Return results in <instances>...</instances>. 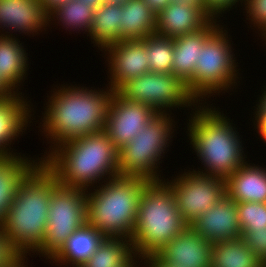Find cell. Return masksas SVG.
I'll return each mask as SVG.
<instances>
[{
    "label": "cell",
    "mask_w": 266,
    "mask_h": 267,
    "mask_svg": "<svg viewBox=\"0 0 266 267\" xmlns=\"http://www.w3.org/2000/svg\"><path fill=\"white\" fill-rule=\"evenodd\" d=\"M240 231L266 229V203H237Z\"/></svg>",
    "instance_id": "30"
},
{
    "label": "cell",
    "mask_w": 266,
    "mask_h": 267,
    "mask_svg": "<svg viewBox=\"0 0 266 267\" xmlns=\"http://www.w3.org/2000/svg\"><path fill=\"white\" fill-rule=\"evenodd\" d=\"M189 225L181 217L174 192L164 181L148 182L140 196L131 238L138 259L156 255Z\"/></svg>",
    "instance_id": "5"
},
{
    "label": "cell",
    "mask_w": 266,
    "mask_h": 267,
    "mask_svg": "<svg viewBox=\"0 0 266 267\" xmlns=\"http://www.w3.org/2000/svg\"><path fill=\"white\" fill-rule=\"evenodd\" d=\"M140 262H143L146 267H175L164 263L157 255L147 256L145 258L140 259Z\"/></svg>",
    "instance_id": "36"
},
{
    "label": "cell",
    "mask_w": 266,
    "mask_h": 267,
    "mask_svg": "<svg viewBox=\"0 0 266 267\" xmlns=\"http://www.w3.org/2000/svg\"><path fill=\"white\" fill-rule=\"evenodd\" d=\"M118 92L126 99L150 106L157 113L172 114L171 110L179 107L194 110L200 104L187 84L174 74L148 72L129 80Z\"/></svg>",
    "instance_id": "10"
},
{
    "label": "cell",
    "mask_w": 266,
    "mask_h": 267,
    "mask_svg": "<svg viewBox=\"0 0 266 267\" xmlns=\"http://www.w3.org/2000/svg\"><path fill=\"white\" fill-rule=\"evenodd\" d=\"M40 1L42 2L46 12L49 14L54 9L63 4H66L70 0H40Z\"/></svg>",
    "instance_id": "38"
},
{
    "label": "cell",
    "mask_w": 266,
    "mask_h": 267,
    "mask_svg": "<svg viewBox=\"0 0 266 267\" xmlns=\"http://www.w3.org/2000/svg\"><path fill=\"white\" fill-rule=\"evenodd\" d=\"M105 238L100 231L86 223L72 233L66 243L50 259V263H56L57 266L81 267Z\"/></svg>",
    "instance_id": "22"
},
{
    "label": "cell",
    "mask_w": 266,
    "mask_h": 267,
    "mask_svg": "<svg viewBox=\"0 0 266 267\" xmlns=\"http://www.w3.org/2000/svg\"><path fill=\"white\" fill-rule=\"evenodd\" d=\"M107 55L109 87L118 91L126 82L149 71L147 48L142 40H121L106 45L102 50Z\"/></svg>",
    "instance_id": "13"
},
{
    "label": "cell",
    "mask_w": 266,
    "mask_h": 267,
    "mask_svg": "<svg viewBox=\"0 0 266 267\" xmlns=\"http://www.w3.org/2000/svg\"><path fill=\"white\" fill-rule=\"evenodd\" d=\"M95 8L86 3H82L79 0H70L66 4H63L53 11H51L48 15L49 24L52 21H57L58 23L66 28L70 33L71 31L76 33L78 31L87 32V37L90 33L93 17H94ZM56 18V19H55ZM63 24V25H62Z\"/></svg>",
    "instance_id": "27"
},
{
    "label": "cell",
    "mask_w": 266,
    "mask_h": 267,
    "mask_svg": "<svg viewBox=\"0 0 266 267\" xmlns=\"http://www.w3.org/2000/svg\"><path fill=\"white\" fill-rule=\"evenodd\" d=\"M82 3H86L87 5L92 6L93 8H97L98 6H100L103 2H105V0H79Z\"/></svg>",
    "instance_id": "42"
},
{
    "label": "cell",
    "mask_w": 266,
    "mask_h": 267,
    "mask_svg": "<svg viewBox=\"0 0 266 267\" xmlns=\"http://www.w3.org/2000/svg\"><path fill=\"white\" fill-rule=\"evenodd\" d=\"M13 95H15V93L0 78V101Z\"/></svg>",
    "instance_id": "39"
},
{
    "label": "cell",
    "mask_w": 266,
    "mask_h": 267,
    "mask_svg": "<svg viewBox=\"0 0 266 267\" xmlns=\"http://www.w3.org/2000/svg\"><path fill=\"white\" fill-rule=\"evenodd\" d=\"M121 4L103 2L95 9L89 33L91 42L100 51L109 44L120 41ZM93 40V41H92Z\"/></svg>",
    "instance_id": "25"
},
{
    "label": "cell",
    "mask_w": 266,
    "mask_h": 267,
    "mask_svg": "<svg viewBox=\"0 0 266 267\" xmlns=\"http://www.w3.org/2000/svg\"><path fill=\"white\" fill-rule=\"evenodd\" d=\"M174 1L187 3V4L199 5L200 7H203V1L202 0H174Z\"/></svg>",
    "instance_id": "44"
},
{
    "label": "cell",
    "mask_w": 266,
    "mask_h": 267,
    "mask_svg": "<svg viewBox=\"0 0 266 267\" xmlns=\"http://www.w3.org/2000/svg\"><path fill=\"white\" fill-rule=\"evenodd\" d=\"M212 105L213 103L211 106L208 103H200L192 114L190 113L187 122L186 133L188 132L190 145L204 165L202 169L198 168V171L194 168L191 170L226 180L247 162V156L243 151L242 135L240 138L233 121Z\"/></svg>",
    "instance_id": "3"
},
{
    "label": "cell",
    "mask_w": 266,
    "mask_h": 267,
    "mask_svg": "<svg viewBox=\"0 0 266 267\" xmlns=\"http://www.w3.org/2000/svg\"><path fill=\"white\" fill-rule=\"evenodd\" d=\"M156 114L150 106L126 99L114 91L109 101L104 131L119 150L136 137Z\"/></svg>",
    "instance_id": "12"
},
{
    "label": "cell",
    "mask_w": 266,
    "mask_h": 267,
    "mask_svg": "<svg viewBox=\"0 0 266 267\" xmlns=\"http://www.w3.org/2000/svg\"><path fill=\"white\" fill-rule=\"evenodd\" d=\"M213 19L205 28L198 32L185 34L174 39L172 74L181 78L194 96V71L199 60L200 50L205 41L221 26ZM219 23V24H218Z\"/></svg>",
    "instance_id": "18"
},
{
    "label": "cell",
    "mask_w": 266,
    "mask_h": 267,
    "mask_svg": "<svg viewBox=\"0 0 266 267\" xmlns=\"http://www.w3.org/2000/svg\"><path fill=\"white\" fill-rule=\"evenodd\" d=\"M225 181L226 194L235 202L266 203L265 167L247 161Z\"/></svg>",
    "instance_id": "20"
},
{
    "label": "cell",
    "mask_w": 266,
    "mask_h": 267,
    "mask_svg": "<svg viewBox=\"0 0 266 267\" xmlns=\"http://www.w3.org/2000/svg\"><path fill=\"white\" fill-rule=\"evenodd\" d=\"M211 267H266L242 238L212 244Z\"/></svg>",
    "instance_id": "26"
},
{
    "label": "cell",
    "mask_w": 266,
    "mask_h": 267,
    "mask_svg": "<svg viewBox=\"0 0 266 267\" xmlns=\"http://www.w3.org/2000/svg\"><path fill=\"white\" fill-rule=\"evenodd\" d=\"M133 256L130 240L106 237L81 267H123Z\"/></svg>",
    "instance_id": "28"
},
{
    "label": "cell",
    "mask_w": 266,
    "mask_h": 267,
    "mask_svg": "<svg viewBox=\"0 0 266 267\" xmlns=\"http://www.w3.org/2000/svg\"><path fill=\"white\" fill-rule=\"evenodd\" d=\"M41 163L59 184L85 191L118 176V150L104 130L56 146Z\"/></svg>",
    "instance_id": "2"
},
{
    "label": "cell",
    "mask_w": 266,
    "mask_h": 267,
    "mask_svg": "<svg viewBox=\"0 0 266 267\" xmlns=\"http://www.w3.org/2000/svg\"><path fill=\"white\" fill-rule=\"evenodd\" d=\"M22 156H0V227L7 217L19 184L41 162L39 157L35 160L24 154Z\"/></svg>",
    "instance_id": "21"
},
{
    "label": "cell",
    "mask_w": 266,
    "mask_h": 267,
    "mask_svg": "<svg viewBox=\"0 0 266 267\" xmlns=\"http://www.w3.org/2000/svg\"><path fill=\"white\" fill-rule=\"evenodd\" d=\"M265 90H263L261 96H259L258 103L256 104L257 107L254 109L255 111H263L266 112V86L264 87Z\"/></svg>",
    "instance_id": "40"
},
{
    "label": "cell",
    "mask_w": 266,
    "mask_h": 267,
    "mask_svg": "<svg viewBox=\"0 0 266 267\" xmlns=\"http://www.w3.org/2000/svg\"><path fill=\"white\" fill-rule=\"evenodd\" d=\"M186 170L176 178H171L170 181L164 178V181L174 192L178 211L189 225L226 195V181L190 169Z\"/></svg>",
    "instance_id": "11"
},
{
    "label": "cell",
    "mask_w": 266,
    "mask_h": 267,
    "mask_svg": "<svg viewBox=\"0 0 266 267\" xmlns=\"http://www.w3.org/2000/svg\"><path fill=\"white\" fill-rule=\"evenodd\" d=\"M18 38L0 35V78L15 93L27 78L29 57ZM23 81V82H22Z\"/></svg>",
    "instance_id": "23"
},
{
    "label": "cell",
    "mask_w": 266,
    "mask_h": 267,
    "mask_svg": "<svg viewBox=\"0 0 266 267\" xmlns=\"http://www.w3.org/2000/svg\"><path fill=\"white\" fill-rule=\"evenodd\" d=\"M255 117V120L253 122L254 129L259 133L258 135L263 140V142L266 144V112L263 111H254L253 112Z\"/></svg>",
    "instance_id": "35"
},
{
    "label": "cell",
    "mask_w": 266,
    "mask_h": 267,
    "mask_svg": "<svg viewBox=\"0 0 266 267\" xmlns=\"http://www.w3.org/2000/svg\"><path fill=\"white\" fill-rule=\"evenodd\" d=\"M143 178H110L87 192V223L105 237L131 240L137 219Z\"/></svg>",
    "instance_id": "6"
},
{
    "label": "cell",
    "mask_w": 266,
    "mask_h": 267,
    "mask_svg": "<svg viewBox=\"0 0 266 267\" xmlns=\"http://www.w3.org/2000/svg\"><path fill=\"white\" fill-rule=\"evenodd\" d=\"M202 1L204 10L213 19L217 20L220 19V17H223V14L230 11L231 9L234 8L236 9L238 3H241V6L243 7L242 3L244 2V0H202ZM233 6L235 7L233 8Z\"/></svg>",
    "instance_id": "34"
},
{
    "label": "cell",
    "mask_w": 266,
    "mask_h": 267,
    "mask_svg": "<svg viewBox=\"0 0 266 267\" xmlns=\"http://www.w3.org/2000/svg\"><path fill=\"white\" fill-rule=\"evenodd\" d=\"M241 233L247 246L266 265V229L243 230Z\"/></svg>",
    "instance_id": "32"
},
{
    "label": "cell",
    "mask_w": 266,
    "mask_h": 267,
    "mask_svg": "<svg viewBox=\"0 0 266 267\" xmlns=\"http://www.w3.org/2000/svg\"><path fill=\"white\" fill-rule=\"evenodd\" d=\"M147 48L149 71L172 74L174 39L156 33L142 39Z\"/></svg>",
    "instance_id": "29"
},
{
    "label": "cell",
    "mask_w": 266,
    "mask_h": 267,
    "mask_svg": "<svg viewBox=\"0 0 266 267\" xmlns=\"http://www.w3.org/2000/svg\"><path fill=\"white\" fill-rule=\"evenodd\" d=\"M189 227L211 244L242 237L237 202L227 194L214 206L189 224Z\"/></svg>",
    "instance_id": "15"
},
{
    "label": "cell",
    "mask_w": 266,
    "mask_h": 267,
    "mask_svg": "<svg viewBox=\"0 0 266 267\" xmlns=\"http://www.w3.org/2000/svg\"><path fill=\"white\" fill-rule=\"evenodd\" d=\"M243 5L245 7L243 10L246 11V20H250L249 24L254 27L252 29H259V37L261 35V39L266 40V0H244Z\"/></svg>",
    "instance_id": "31"
},
{
    "label": "cell",
    "mask_w": 266,
    "mask_h": 267,
    "mask_svg": "<svg viewBox=\"0 0 266 267\" xmlns=\"http://www.w3.org/2000/svg\"><path fill=\"white\" fill-rule=\"evenodd\" d=\"M87 223V192L57 184L51 192L46 233L35 252L50 259L76 230Z\"/></svg>",
    "instance_id": "9"
},
{
    "label": "cell",
    "mask_w": 266,
    "mask_h": 267,
    "mask_svg": "<svg viewBox=\"0 0 266 267\" xmlns=\"http://www.w3.org/2000/svg\"><path fill=\"white\" fill-rule=\"evenodd\" d=\"M57 184L56 178L40 162L18 186L1 229L24 255L35 254L41 247L51 192Z\"/></svg>",
    "instance_id": "4"
},
{
    "label": "cell",
    "mask_w": 266,
    "mask_h": 267,
    "mask_svg": "<svg viewBox=\"0 0 266 267\" xmlns=\"http://www.w3.org/2000/svg\"><path fill=\"white\" fill-rule=\"evenodd\" d=\"M48 15L40 0H0V35L14 37L13 33L19 32L35 36L46 32L45 27L50 26Z\"/></svg>",
    "instance_id": "14"
},
{
    "label": "cell",
    "mask_w": 266,
    "mask_h": 267,
    "mask_svg": "<svg viewBox=\"0 0 266 267\" xmlns=\"http://www.w3.org/2000/svg\"><path fill=\"white\" fill-rule=\"evenodd\" d=\"M172 118L170 113H157L136 137L118 150V175L148 182L164 180L159 165L176 131L173 128L177 122Z\"/></svg>",
    "instance_id": "7"
},
{
    "label": "cell",
    "mask_w": 266,
    "mask_h": 267,
    "mask_svg": "<svg viewBox=\"0 0 266 267\" xmlns=\"http://www.w3.org/2000/svg\"><path fill=\"white\" fill-rule=\"evenodd\" d=\"M70 85H59L57 89L50 91V96L47 95L48 101L38 128L41 127L39 131L47 141L50 140L47 143L51 146L49 151L45 150L40 160L66 141L103 131L105 128L109 101L114 91L108 84L106 89L98 90Z\"/></svg>",
    "instance_id": "1"
},
{
    "label": "cell",
    "mask_w": 266,
    "mask_h": 267,
    "mask_svg": "<svg viewBox=\"0 0 266 267\" xmlns=\"http://www.w3.org/2000/svg\"><path fill=\"white\" fill-rule=\"evenodd\" d=\"M23 255L0 227V267H10Z\"/></svg>",
    "instance_id": "33"
},
{
    "label": "cell",
    "mask_w": 266,
    "mask_h": 267,
    "mask_svg": "<svg viewBox=\"0 0 266 267\" xmlns=\"http://www.w3.org/2000/svg\"><path fill=\"white\" fill-rule=\"evenodd\" d=\"M156 15L143 0L121 4V40H142L156 31Z\"/></svg>",
    "instance_id": "24"
},
{
    "label": "cell",
    "mask_w": 266,
    "mask_h": 267,
    "mask_svg": "<svg viewBox=\"0 0 266 267\" xmlns=\"http://www.w3.org/2000/svg\"><path fill=\"white\" fill-rule=\"evenodd\" d=\"M128 0H105L107 3H112V4H123Z\"/></svg>",
    "instance_id": "45"
},
{
    "label": "cell",
    "mask_w": 266,
    "mask_h": 267,
    "mask_svg": "<svg viewBox=\"0 0 266 267\" xmlns=\"http://www.w3.org/2000/svg\"><path fill=\"white\" fill-rule=\"evenodd\" d=\"M154 12L158 13L171 3L172 0H143Z\"/></svg>",
    "instance_id": "37"
},
{
    "label": "cell",
    "mask_w": 266,
    "mask_h": 267,
    "mask_svg": "<svg viewBox=\"0 0 266 267\" xmlns=\"http://www.w3.org/2000/svg\"><path fill=\"white\" fill-rule=\"evenodd\" d=\"M23 96L24 94H15L0 101V156L21 155L13 152L10 145L19 135L26 133L28 125L32 122V110L34 112V108H31V99L27 101L26 96Z\"/></svg>",
    "instance_id": "19"
},
{
    "label": "cell",
    "mask_w": 266,
    "mask_h": 267,
    "mask_svg": "<svg viewBox=\"0 0 266 267\" xmlns=\"http://www.w3.org/2000/svg\"><path fill=\"white\" fill-rule=\"evenodd\" d=\"M139 259H137L136 256H133L123 267H139L141 265L140 263L138 264ZM138 264V265H137Z\"/></svg>",
    "instance_id": "43"
},
{
    "label": "cell",
    "mask_w": 266,
    "mask_h": 267,
    "mask_svg": "<svg viewBox=\"0 0 266 267\" xmlns=\"http://www.w3.org/2000/svg\"><path fill=\"white\" fill-rule=\"evenodd\" d=\"M213 18L203 7L172 0L156 15V31L159 36L176 38L198 32L205 28Z\"/></svg>",
    "instance_id": "16"
},
{
    "label": "cell",
    "mask_w": 266,
    "mask_h": 267,
    "mask_svg": "<svg viewBox=\"0 0 266 267\" xmlns=\"http://www.w3.org/2000/svg\"><path fill=\"white\" fill-rule=\"evenodd\" d=\"M26 260V262H25ZM27 255H23L19 260H17L13 265H11L10 267H28V263H27ZM27 263V265L25 264Z\"/></svg>",
    "instance_id": "41"
},
{
    "label": "cell",
    "mask_w": 266,
    "mask_h": 267,
    "mask_svg": "<svg viewBox=\"0 0 266 267\" xmlns=\"http://www.w3.org/2000/svg\"><path fill=\"white\" fill-rule=\"evenodd\" d=\"M224 26L221 25L200 50L194 71V97L199 103H203L204 99V103H207V98L215 94L233 91L234 86L235 89L238 86L237 82H240L237 81L240 80V69L236 68L240 63H236L231 38Z\"/></svg>",
    "instance_id": "8"
},
{
    "label": "cell",
    "mask_w": 266,
    "mask_h": 267,
    "mask_svg": "<svg viewBox=\"0 0 266 267\" xmlns=\"http://www.w3.org/2000/svg\"><path fill=\"white\" fill-rule=\"evenodd\" d=\"M212 244L189 226L156 255L175 267H211Z\"/></svg>",
    "instance_id": "17"
}]
</instances>
